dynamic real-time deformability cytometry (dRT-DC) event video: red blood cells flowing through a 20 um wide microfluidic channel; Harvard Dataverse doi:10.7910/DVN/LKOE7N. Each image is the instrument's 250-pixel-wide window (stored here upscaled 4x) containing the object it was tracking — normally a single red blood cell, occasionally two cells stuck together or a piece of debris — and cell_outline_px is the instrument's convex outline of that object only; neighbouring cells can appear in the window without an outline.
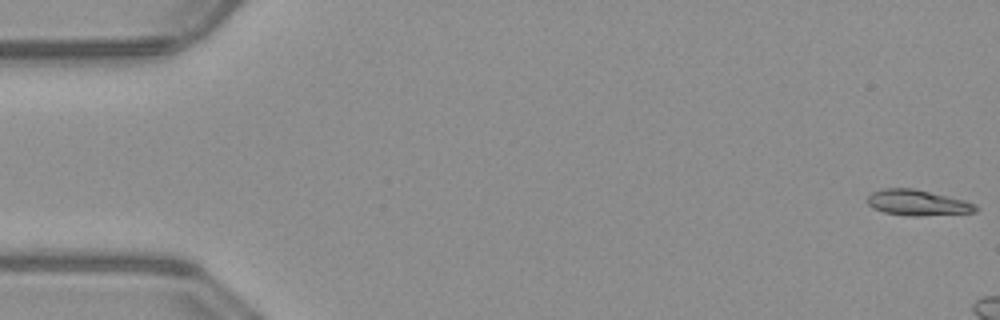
{"species": "common noctule bat (a hibernating species)", "species_latin": "Nyctalus noctula", "temperature_condition": "warm", "stored_images_in_passage": 8, "camera_frame_rate_fps": 3000, "um_per_image_px": 0.085, "animal": {"sex": "male", "body_mass_g": 23.1, "forearm_length_mm": 52.7}, "frame": {"image": 1, "passage_image": 1, "time_ms": 0.0, "image_size_px": [1000, 320], "cell_outline_px": [[980, 208], [976, 212], [920, 216], [908, 216], [884, 212], [872, 208], [868, 204], [868, 196], [872, 192], [880, 188], [912, 188], [964, 200], [976, 204]], "centroid_in_image_um": [77.99, 17.23], "position_along_channel_um": 7.0, "area_um2": 16.24}}